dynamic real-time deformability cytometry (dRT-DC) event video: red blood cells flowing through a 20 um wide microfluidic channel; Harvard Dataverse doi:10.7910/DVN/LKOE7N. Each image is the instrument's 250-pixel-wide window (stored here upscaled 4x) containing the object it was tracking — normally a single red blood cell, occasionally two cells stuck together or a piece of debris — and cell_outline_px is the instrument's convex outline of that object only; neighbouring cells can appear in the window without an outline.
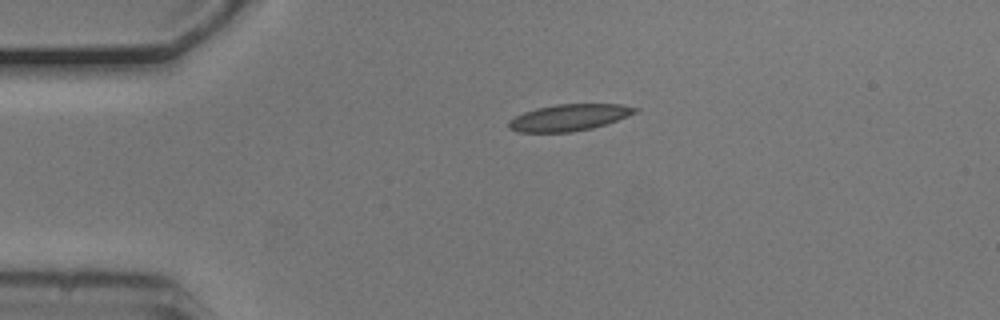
{"species": "common noctule bat (a hibernating species)", "species_latin": "Nyctalus noctula", "temperature_condition": "cold", "stored_images_in_passage": 41, "camera_frame_rate_fps": 3000, "um_per_image_px": 0.085, "animal": {"sex": "male", "body_mass_g": 20.5, "forearm_length_mm": 52.5}, "frame": {"image": 1, "passage_image": 1, "time_ms": 0.0, "image_size_px": [1000, 320], "cell_outline_px": [[640, 108], [636, 112], [616, 120], [592, 128], [572, 132], [516, 132], [508, 128], [508, 120], [524, 112], [536, 108], [556, 104], [620, 104]], "centroid_in_image_um": [48.33, 9.99], "position_along_channel_um": 36.7, "area_um2": 19.48}}
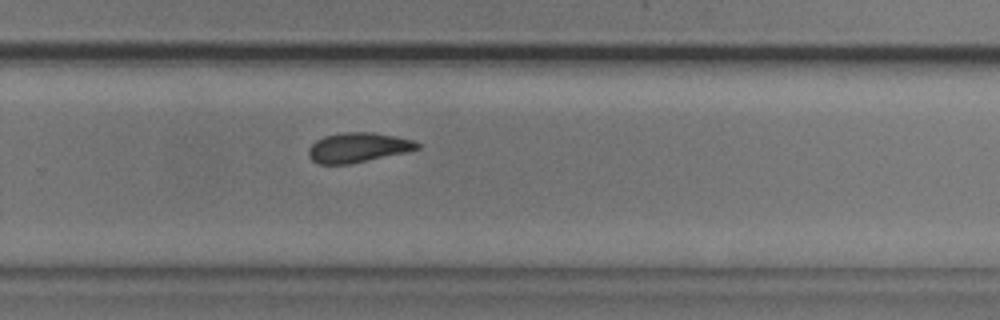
{"frame": {"image": 2, "passage_image": 25, "time_ms": 8.0, "image_size_px": [1000, 320], "cell_outline_px": [[420, 148], [408, 152], [348, 164], [320, 164], [312, 160], [308, 152], [308, 148], [316, 140], [324, 136], [344, 132], [372, 132], [396, 136], [412, 140], [420, 144]], "centroid_in_image_um": [30.44, 12.53], "position_along_channel_um": 299.4, "area_um2": 18.79}}
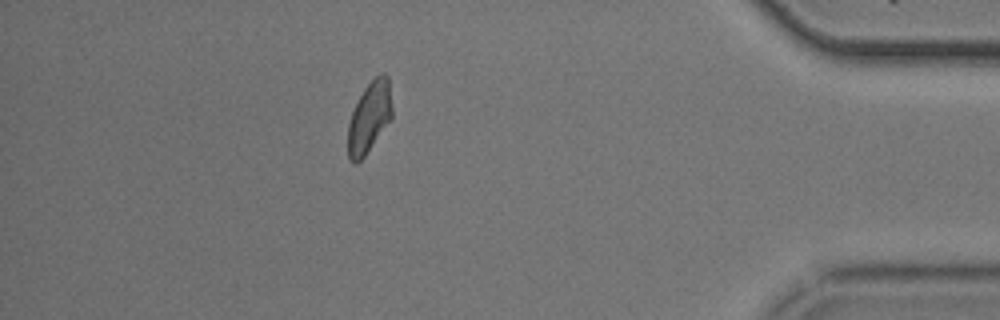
{"frame": {"image": 3, "passage_image": 37, "time_ms": 12.0, "image_size_px": [1000, 320], "cell_outline_px": [[392, 120], [364, 156], [356, 164], [352, 164], [348, 160], [348, 124], [352, 112], [364, 88], [376, 76], [384, 72], [388, 76], [392, 108]], "centroid_in_image_um": [31.4, 10.0], "position_along_channel_um": 403.8, "area_um2": 18.32}}